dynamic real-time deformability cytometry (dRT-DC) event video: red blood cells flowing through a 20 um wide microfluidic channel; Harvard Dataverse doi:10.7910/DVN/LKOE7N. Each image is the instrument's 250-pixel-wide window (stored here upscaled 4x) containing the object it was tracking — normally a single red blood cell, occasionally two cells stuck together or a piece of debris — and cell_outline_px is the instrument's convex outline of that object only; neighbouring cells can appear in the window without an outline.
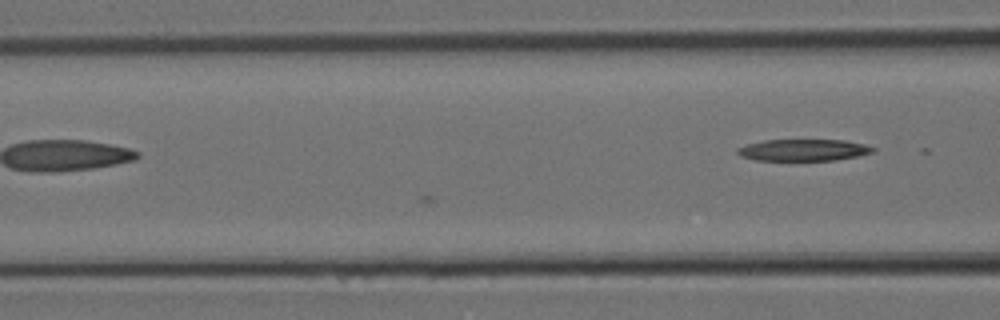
{"species": "Egyptian fruit bat (a non-hibernating species)", "species_latin": "Rousettus aegyptiacus", "temperature_condition": "room temperature", "stored_images_in_passage": 6, "camera_frame_rate_fps": 3000, "um_per_image_px": 0.085, "animal": {"sex": "female"}, "frame": {"image": 1, "passage_image": 6, "time_ms": 1.667, "image_size_px": [1000, 320], "cell_outline_px": [[876, 152], [836, 160], [756, 160], [740, 156], [736, 152], [736, 148], [748, 144], [764, 140], [844, 140], [864, 144], [876, 148]], "centroid_in_image_um": [68.3, 12.75], "position_along_channel_um": 98.3, "area_um2": 17.11}}